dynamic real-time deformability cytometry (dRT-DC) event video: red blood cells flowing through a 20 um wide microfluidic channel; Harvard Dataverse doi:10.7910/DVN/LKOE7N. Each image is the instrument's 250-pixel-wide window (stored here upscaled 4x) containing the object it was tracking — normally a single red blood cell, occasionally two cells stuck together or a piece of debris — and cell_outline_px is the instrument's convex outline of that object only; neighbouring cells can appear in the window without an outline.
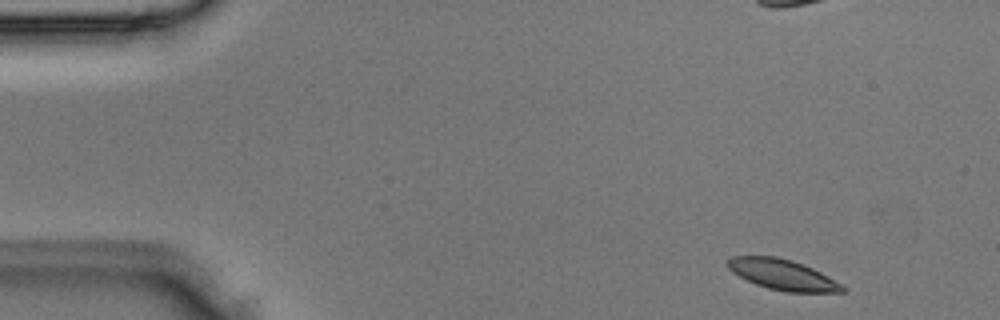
{"species": "Egyptian fruit bat (a non-hibernating species)", "species_latin": "Rousettus aegyptiacus", "temperature_condition": "room temperature", "stored_images_in_passage": 3, "camera_frame_rate_fps": 3000, "um_per_image_px": 0.085, "animal": {"sex": "male"}, "frame": {"image": 1, "passage_image": 1, "time_ms": 0.0, "image_size_px": [1000, 320], "cell_outline_px": [[848, 288], [844, 292], [784, 292], [768, 288], [756, 284], [732, 272], [728, 268], [728, 260], [732, 256], [776, 256], [792, 260], [804, 264], [844, 284]], "centroid_in_image_um": [66.58, 23.35], "position_along_channel_um": 18.4, "area_um2": 20.46}}